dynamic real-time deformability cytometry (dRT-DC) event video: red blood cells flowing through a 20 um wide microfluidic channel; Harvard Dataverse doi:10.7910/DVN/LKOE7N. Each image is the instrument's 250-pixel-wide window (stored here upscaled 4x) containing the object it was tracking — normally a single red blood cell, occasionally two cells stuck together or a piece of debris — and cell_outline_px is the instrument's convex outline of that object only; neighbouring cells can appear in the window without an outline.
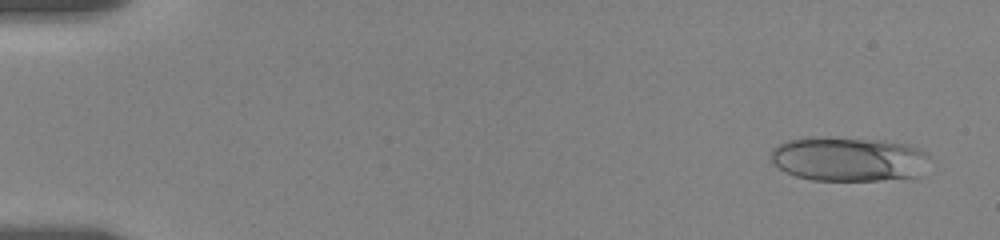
{"species": "human", "species_latin": "Homo sapiens", "temperature_condition": "room temperature", "stored_images_in_passage": 69, "camera_frame_rate_fps": 3000, "um_per_image_px": 0.085, "donor": {"sex": "female"}, "frame": {"image": 1, "passage_image": 2, "time_ms": 0.667, "image_size_px": [1000, 240], "cell_outline_px": [[928, 156], [920, 176], [880, 180], [812, 180], [796, 176], [772, 164], [772, 148], [788, 140], [808, 136], [824, 136], [884, 140], [908, 144], [920, 148]], "centroid_in_image_um": [72.11, 13.49], "position_along_channel_um": 12.9, "area_um2": 41.33}}
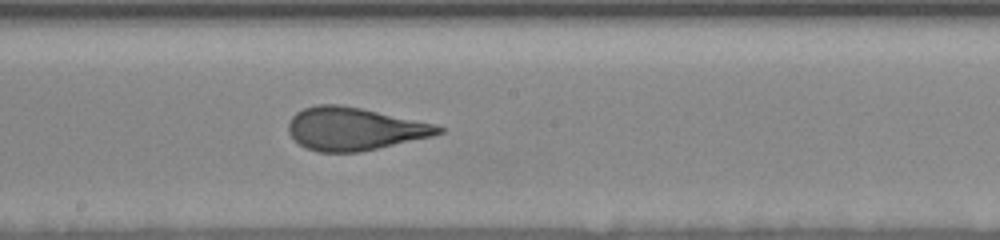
{"frame": {"image": 2, "passage_image": 30, "time_ms": 10.333, "image_size_px": [1000, 240], "cell_outline_px": [[444, 132], [432, 136], [360, 152], [320, 152], [308, 148], [300, 144], [288, 132], [288, 124], [292, 116], [296, 112], [304, 108], [316, 104], [340, 104], [360, 108], [436, 124], [444, 128]], "centroid_in_image_um": [30.11, 10.94], "position_along_channel_um": 218.1, "area_um2": 37.22}}
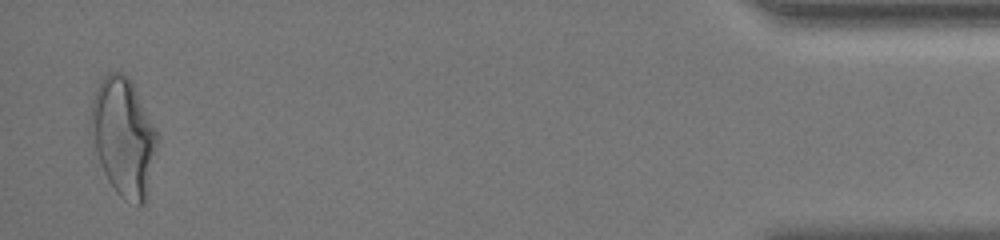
{"frame": {"image": 3, "passage_image": 69, "time_ms": 18.333, "image_size_px": [1000, 240], "cell_outline_px": [[156, 152], [148, 196], [144, 204], [136, 208], [124, 200], [116, 192], [108, 180], [92, 152], [88, 132], [92, 100], [96, 88], [100, 80], [108, 72], [120, 72], [128, 76], [156, 128]], "centroid_in_image_um": [10.45, 11.7], "position_along_channel_um": 424.8, "area_um2": 46.76}, "authors_computed_cell_mechanics": {"area_um2": 38.3792, "velocity_mm_per_s": 3.4979, "shape_relaxation_time_tau1_ms": 7.3758, "shape_relaxation_time_tau2_ms": null, "deformation_change_tau1": 0.2144, "deformation_change_tau2": null}}